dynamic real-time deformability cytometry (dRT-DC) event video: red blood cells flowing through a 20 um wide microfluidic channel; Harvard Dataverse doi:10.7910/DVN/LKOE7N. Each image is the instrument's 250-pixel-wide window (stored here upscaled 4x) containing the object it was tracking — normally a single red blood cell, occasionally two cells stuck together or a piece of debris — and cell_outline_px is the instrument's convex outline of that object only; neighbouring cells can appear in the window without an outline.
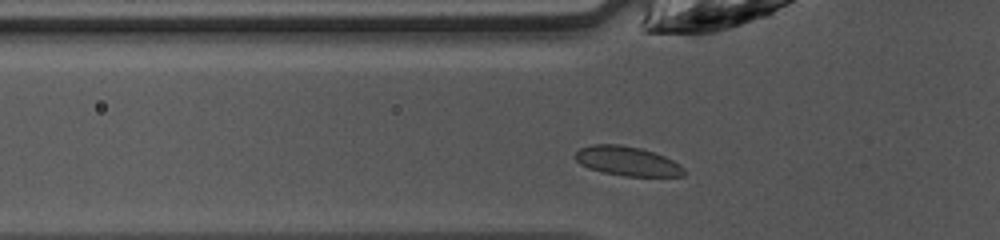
{"species": "common noctule bat (a hibernating species)", "species_latin": "Nyctalus noctula", "temperature_condition": "warm", "stored_images_in_passage": 28, "camera_frame_rate_fps": 3000, "um_per_image_px": 0.085, "animal": {"sex": "female", "body_mass_g": 10.0, "forearm_length_mm": 53.1}, "frame": {"image": 1, "passage_image": 2, "time_ms": 0.333, "image_size_px": [1000, 240], "cell_outline_px": [[688, 172], [684, 176], [624, 176], [604, 172], [588, 168], [580, 164], [572, 156], [580, 148], [592, 144], [620, 144], [640, 148], [664, 156], [680, 164]], "centroid_in_image_um": [53.32, 13.69], "position_along_channel_um": 72.5, "area_um2": 18.73}}
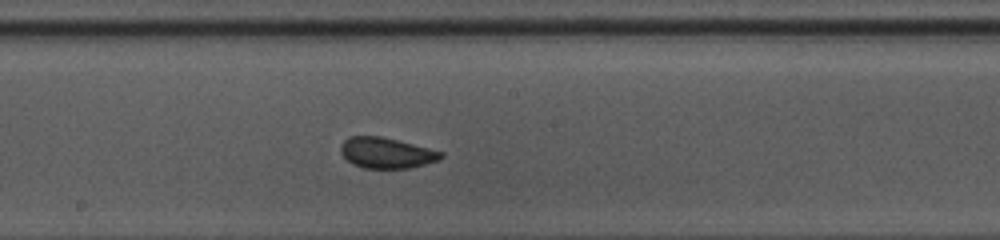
{"frame": {"image": 2, "passage_image": 12, "time_ms": 3.667, "image_size_px": [1000, 240], "cell_outline_px": [[444, 156], [440, 160], [408, 168], [364, 168], [352, 164], [340, 152], [340, 144], [348, 136], [380, 136], [444, 152]], "centroid_in_image_um": [32.83, 12.99], "position_along_channel_um": 215.4, "area_um2": 17.86}}
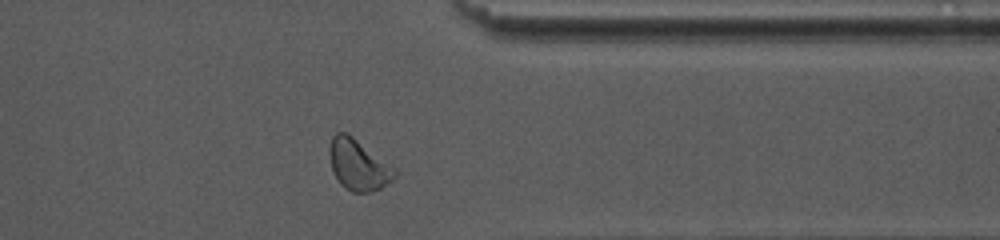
{"frame": {"image": 3, "passage_image": 24, "time_ms": 7.667, "image_size_px": [1000, 240], "cell_outline_px": [[396, 172], [392, 180], [380, 188], [368, 192], [352, 192], [344, 188], [340, 184], [332, 172], [328, 152], [332, 136], [336, 132], [348, 132], [396, 168]], "centroid_in_image_um": [30.42, 13.99], "position_along_channel_um": 381.0, "area_um2": 19.54}, "authors_computed_cell_mechanics": {"area_um2": 18.2937, "velocity_mm_per_s": 4.2533, "shape_relaxation_time_tau1_ms": 1.4607, "shape_relaxation_time_tau2_ms": null, "deformation_change_tau1": 0.0497, "deformation_change_tau2": null}}